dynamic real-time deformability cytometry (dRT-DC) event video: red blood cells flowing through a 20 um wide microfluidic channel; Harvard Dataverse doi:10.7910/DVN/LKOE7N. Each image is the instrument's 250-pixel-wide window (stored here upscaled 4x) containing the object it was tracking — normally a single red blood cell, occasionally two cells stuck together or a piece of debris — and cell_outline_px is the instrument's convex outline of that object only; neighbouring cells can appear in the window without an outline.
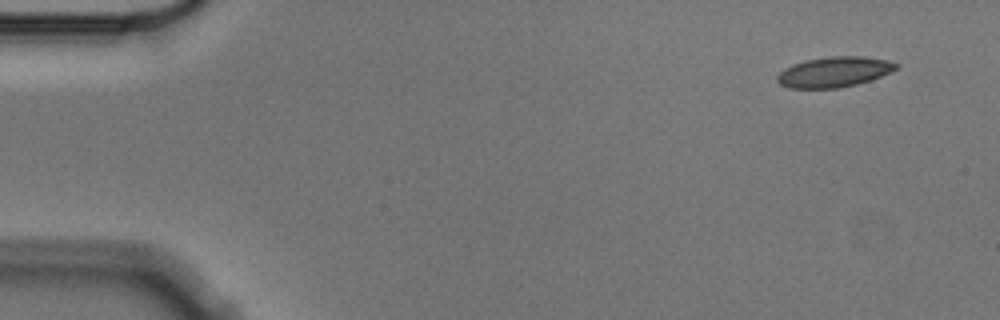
{"species": "Egyptian fruit bat (a non-hibernating species)", "species_latin": "Rousettus aegyptiacus", "temperature_condition": "cold", "stored_images_in_passage": 5, "camera_frame_rate_fps": 3000, "um_per_image_px": 0.085, "animal": {"sex": "male"}, "frame": {"image": 1, "passage_image": 1, "time_ms": 0.0, "image_size_px": [1000, 320], "cell_outline_px": [[900, 64], [896, 68], [880, 76], [856, 84], [840, 88], [788, 88], [780, 84], [776, 80], [776, 76], [784, 68], [792, 64], [808, 60], [828, 56], [864, 56], [888, 60]], "centroid_in_image_um": [70.87, 6.11], "position_along_channel_um": 14.1, "area_um2": 20.92}}
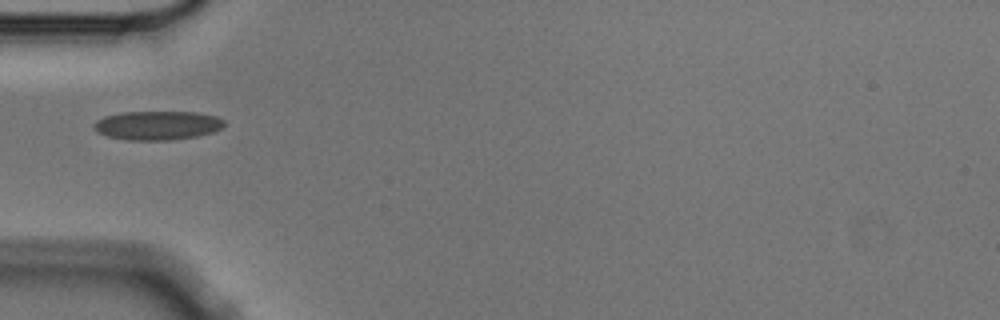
{"frame": {"image": 2, "passage_image": 5, "time_ms": 1.333, "image_size_px": [1000, 320], "cell_outline_px": [[224, 124], [220, 128], [212, 132], [196, 136], [172, 140], [128, 140], [108, 136], [100, 132], [92, 124], [96, 120], [104, 116], [120, 112], [196, 112], [216, 116], [224, 120]], "centroid_in_image_um": [13.37, 10.65], "position_along_channel_um": 71.6, "area_um2": 21.85}}